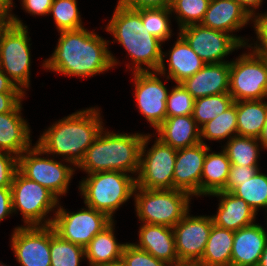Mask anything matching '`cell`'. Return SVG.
<instances>
[{"label": "cell", "instance_id": "1", "mask_svg": "<svg viewBox=\"0 0 267 266\" xmlns=\"http://www.w3.org/2000/svg\"><path fill=\"white\" fill-rule=\"evenodd\" d=\"M56 48L42 66L65 76L93 77L118 64L109 40L88 29L61 31Z\"/></svg>", "mask_w": 267, "mask_h": 266}, {"label": "cell", "instance_id": "2", "mask_svg": "<svg viewBox=\"0 0 267 266\" xmlns=\"http://www.w3.org/2000/svg\"><path fill=\"white\" fill-rule=\"evenodd\" d=\"M101 117L98 107L79 110L53 123L36 144L44 151L43 155H59L77 167L104 128Z\"/></svg>", "mask_w": 267, "mask_h": 266}, {"label": "cell", "instance_id": "3", "mask_svg": "<svg viewBox=\"0 0 267 266\" xmlns=\"http://www.w3.org/2000/svg\"><path fill=\"white\" fill-rule=\"evenodd\" d=\"M128 52L132 72L158 71L162 61V42L144 26L140 9H129L117 4L105 27ZM143 66V67H142Z\"/></svg>", "mask_w": 267, "mask_h": 266}, {"label": "cell", "instance_id": "4", "mask_svg": "<svg viewBox=\"0 0 267 266\" xmlns=\"http://www.w3.org/2000/svg\"><path fill=\"white\" fill-rule=\"evenodd\" d=\"M99 133L87 149L84 158L76 169L87 174L101 171H121L137 176L140 166V153L145 134Z\"/></svg>", "mask_w": 267, "mask_h": 266}, {"label": "cell", "instance_id": "5", "mask_svg": "<svg viewBox=\"0 0 267 266\" xmlns=\"http://www.w3.org/2000/svg\"><path fill=\"white\" fill-rule=\"evenodd\" d=\"M136 177L121 171H101L88 174L79 182L84 204L106 214L110 219L134 196Z\"/></svg>", "mask_w": 267, "mask_h": 266}, {"label": "cell", "instance_id": "6", "mask_svg": "<svg viewBox=\"0 0 267 266\" xmlns=\"http://www.w3.org/2000/svg\"><path fill=\"white\" fill-rule=\"evenodd\" d=\"M135 211L141 223L174 227L190 211L191 196L175 189L135 187Z\"/></svg>", "mask_w": 267, "mask_h": 266}, {"label": "cell", "instance_id": "7", "mask_svg": "<svg viewBox=\"0 0 267 266\" xmlns=\"http://www.w3.org/2000/svg\"><path fill=\"white\" fill-rule=\"evenodd\" d=\"M13 213L20 211L25 226L52 225L48 213L58 208L59 199L47 188L24 177L18 170L11 185Z\"/></svg>", "mask_w": 267, "mask_h": 266}, {"label": "cell", "instance_id": "8", "mask_svg": "<svg viewBox=\"0 0 267 266\" xmlns=\"http://www.w3.org/2000/svg\"><path fill=\"white\" fill-rule=\"evenodd\" d=\"M44 151L34 144L18 157V171L27 179L37 182L47 188L58 199L67 193L69 183L75 168L67 166L61 161L43 156Z\"/></svg>", "mask_w": 267, "mask_h": 266}, {"label": "cell", "instance_id": "9", "mask_svg": "<svg viewBox=\"0 0 267 266\" xmlns=\"http://www.w3.org/2000/svg\"><path fill=\"white\" fill-rule=\"evenodd\" d=\"M13 21L0 45V68L26 94L30 87L31 38L28 27L14 14Z\"/></svg>", "mask_w": 267, "mask_h": 266}, {"label": "cell", "instance_id": "10", "mask_svg": "<svg viewBox=\"0 0 267 266\" xmlns=\"http://www.w3.org/2000/svg\"><path fill=\"white\" fill-rule=\"evenodd\" d=\"M151 138L152 134L149 133L143 138L136 186L144 189H173L177 150L163 143L157 137L152 147L147 150Z\"/></svg>", "mask_w": 267, "mask_h": 266}, {"label": "cell", "instance_id": "11", "mask_svg": "<svg viewBox=\"0 0 267 266\" xmlns=\"http://www.w3.org/2000/svg\"><path fill=\"white\" fill-rule=\"evenodd\" d=\"M249 51L230 61L229 94L234 101L267 97V59Z\"/></svg>", "mask_w": 267, "mask_h": 266}, {"label": "cell", "instance_id": "12", "mask_svg": "<svg viewBox=\"0 0 267 266\" xmlns=\"http://www.w3.org/2000/svg\"><path fill=\"white\" fill-rule=\"evenodd\" d=\"M52 217V227L62 239L85 247L91 239L113 220L106 214L86 206L68 212L60 204Z\"/></svg>", "mask_w": 267, "mask_h": 266}, {"label": "cell", "instance_id": "13", "mask_svg": "<svg viewBox=\"0 0 267 266\" xmlns=\"http://www.w3.org/2000/svg\"><path fill=\"white\" fill-rule=\"evenodd\" d=\"M179 30V34L206 64L230 62L224 57L244 47L235 36L201 24H191Z\"/></svg>", "mask_w": 267, "mask_h": 266}, {"label": "cell", "instance_id": "14", "mask_svg": "<svg viewBox=\"0 0 267 266\" xmlns=\"http://www.w3.org/2000/svg\"><path fill=\"white\" fill-rule=\"evenodd\" d=\"M159 75L158 71L133 72L138 110L155 129L167 117L166 100L169 92Z\"/></svg>", "mask_w": 267, "mask_h": 266}, {"label": "cell", "instance_id": "15", "mask_svg": "<svg viewBox=\"0 0 267 266\" xmlns=\"http://www.w3.org/2000/svg\"><path fill=\"white\" fill-rule=\"evenodd\" d=\"M11 247L21 266H51L50 225L15 227Z\"/></svg>", "mask_w": 267, "mask_h": 266}, {"label": "cell", "instance_id": "16", "mask_svg": "<svg viewBox=\"0 0 267 266\" xmlns=\"http://www.w3.org/2000/svg\"><path fill=\"white\" fill-rule=\"evenodd\" d=\"M189 211L173 227L179 261H199L205 250L213 220L211 216H191Z\"/></svg>", "mask_w": 267, "mask_h": 266}, {"label": "cell", "instance_id": "17", "mask_svg": "<svg viewBox=\"0 0 267 266\" xmlns=\"http://www.w3.org/2000/svg\"><path fill=\"white\" fill-rule=\"evenodd\" d=\"M210 147L198 143L177 150L173 174V189L188 193L191 197L201 196V176L204 159Z\"/></svg>", "mask_w": 267, "mask_h": 266}, {"label": "cell", "instance_id": "18", "mask_svg": "<svg viewBox=\"0 0 267 266\" xmlns=\"http://www.w3.org/2000/svg\"><path fill=\"white\" fill-rule=\"evenodd\" d=\"M253 18L239 4L237 0H210L201 25L214 30L226 32L235 38L247 49L249 39L237 37L233 34L242 29Z\"/></svg>", "mask_w": 267, "mask_h": 266}, {"label": "cell", "instance_id": "19", "mask_svg": "<svg viewBox=\"0 0 267 266\" xmlns=\"http://www.w3.org/2000/svg\"><path fill=\"white\" fill-rule=\"evenodd\" d=\"M168 55V68H166L165 57ZM206 63L192 50L186 40L178 33L172 49L162 52V61L158 72L160 76L168 80H174L175 83H181L198 72ZM168 69V71H167ZM168 73H167V72ZM167 73V74H166Z\"/></svg>", "mask_w": 267, "mask_h": 266}, {"label": "cell", "instance_id": "20", "mask_svg": "<svg viewBox=\"0 0 267 266\" xmlns=\"http://www.w3.org/2000/svg\"><path fill=\"white\" fill-rule=\"evenodd\" d=\"M230 62L208 63L181 84L194 97L229 93Z\"/></svg>", "mask_w": 267, "mask_h": 266}, {"label": "cell", "instance_id": "21", "mask_svg": "<svg viewBox=\"0 0 267 266\" xmlns=\"http://www.w3.org/2000/svg\"><path fill=\"white\" fill-rule=\"evenodd\" d=\"M266 242V229L259 223L235 231L231 266H258Z\"/></svg>", "mask_w": 267, "mask_h": 266}, {"label": "cell", "instance_id": "22", "mask_svg": "<svg viewBox=\"0 0 267 266\" xmlns=\"http://www.w3.org/2000/svg\"><path fill=\"white\" fill-rule=\"evenodd\" d=\"M21 111L20 102L11 112L0 113V151L16 157L32 146L31 129Z\"/></svg>", "mask_w": 267, "mask_h": 266}, {"label": "cell", "instance_id": "23", "mask_svg": "<svg viewBox=\"0 0 267 266\" xmlns=\"http://www.w3.org/2000/svg\"><path fill=\"white\" fill-rule=\"evenodd\" d=\"M139 229V243H133L138 249L144 250L155 258L175 265L179 258L175 249V238L172 227L141 223Z\"/></svg>", "mask_w": 267, "mask_h": 266}, {"label": "cell", "instance_id": "24", "mask_svg": "<svg viewBox=\"0 0 267 266\" xmlns=\"http://www.w3.org/2000/svg\"><path fill=\"white\" fill-rule=\"evenodd\" d=\"M210 196L220 198L217 213L211 216L213 224L235 232L256 223L257 214L243 199L225 191H219Z\"/></svg>", "mask_w": 267, "mask_h": 266}, {"label": "cell", "instance_id": "25", "mask_svg": "<svg viewBox=\"0 0 267 266\" xmlns=\"http://www.w3.org/2000/svg\"><path fill=\"white\" fill-rule=\"evenodd\" d=\"M157 138L179 150L200 143V127L192 115L166 117L155 129Z\"/></svg>", "mask_w": 267, "mask_h": 266}, {"label": "cell", "instance_id": "26", "mask_svg": "<svg viewBox=\"0 0 267 266\" xmlns=\"http://www.w3.org/2000/svg\"><path fill=\"white\" fill-rule=\"evenodd\" d=\"M114 220L96 234L84 247L89 266H105L122 258L126 243H119L114 234Z\"/></svg>", "mask_w": 267, "mask_h": 266}, {"label": "cell", "instance_id": "27", "mask_svg": "<svg viewBox=\"0 0 267 266\" xmlns=\"http://www.w3.org/2000/svg\"><path fill=\"white\" fill-rule=\"evenodd\" d=\"M210 148L204 159L201 176V196H210L223 191L229 176L230 161L226 152H211Z\"/></svg>", "mask_w": 267, "mask_h": 266}, {"label": "cell", "instance_id": "28", "mask_svg": "<svg viewBox=\"0 0 267 266\" xmlns=\"http://www.w3.org/2000/svg\"><path fill=\"white\" fill-rule=\"evenodd\" d=\"M237 112V135L259 138L263 131L267 102L262 100L234 101Z\"/></svg>", "mask_w": 267, "mask_h": 266}, {"label": "cell", "instance_id": "29", "mask_svg": "<svg viewBox=\"0 0 267 266\" xmlns=\"http://www.w3.org/2000/svg\"><path fill=\"white\" fill-rule=\"evenodd\" d=\"M234 231L212 225L202 258L205 266H231Z\"/></svg>", "mask_w": 267, "mask_h": 266}, {"label": "cell", "instance_id": "30", "mask_svg": "<svg viewBox=\"0 0 267 266\" xmlns=\"http://www.w3.org/2000/svg\"><path fill=\"white\" fill-rule=\"evenodd\" d=\"M259 143L258 138L236 135L227 141L223 150L231 165L258 167L259 150L262 146Z\"/></svg>", "mask_w": 267, "mask_h": 266}, {"label": "cell", "instance_id": "31", "mask_svg": "<svg viewBox=\"0 0 267 266\" xmlns=\"http://www.w3.org/2000/svg\"><path fill=\"white\" fill-rule=\"evenodd\" d=\"M237 135V112L236 105L233 103L226 111L217 115L200 128V142L203 139L220 141L227 139L229 141Z\"/></svg>", "mask_w": 267, "mask_h": 266}, {"label": "cell", "instance_id": "32", "mask_svg": "<svg viewBox=\"0 0 267 266\" xmlns=\"http://www.w3.org/2000/svg\"><path fill=\"white\" fill-rule=\"evenodd\" d=\"M231 193L243 199L256 214L260 208L267 212V174L261 173L260 169L250 180L239 182Z\"/></svg>", "mask_w": 267, "mask_h": 266}, {"label": "cell", "instance_id": "33", "mask_svg": "<svg viewBox=\"0 0 267 266\" xmlns=\"http://www.w3.org/2000/svg\"><path fill=\"white\" fill-rule=\"evenodd\" d=\"M51 266H80L84 247L62 239L50 225Z\"/></svg>", "mask_w": 267, "mask_h": 266}, {"label": "cell", "instance_id": "34", "mask_svg": "<svg viewBox=\"0 0 267 266\" xmlns=\"http://www.w3.org/2000/svg\"><path fill=\"white\" fill-rule=\"evenodd\" d=\"M233 103L234 100L229 93H221L196 99L192 117L201 128L217 115L226 111Z\"/></svg>", "mask_w": 267, "mask_h": 266}, {"label": "cell", "instance_id": "35", "mask_svg": "<svg viewBox=\"0 0 267 266\" xmlns=\"http://www.w3.org/2000/svg\"><path fill=\"white\" fill-rule=\"evenodd\" d=\"M170 7L166 8H141V18L144 26L152 36L162 43L172 37Z\"/></svg>", "mask_w": 267, "mask_h": 266}, {"label": "cell", "instance_id": "36", "mask_svg": "<svg viewBox=\"0 0 267 266\" xmlns=\"http://www.w3.org/2000/svg\"><path fill=\"white\" fill-rule=\"evenodd\" d=\"M49 14L53 15L58 32L84 28L77 0H53Z\"/></svg>", "mask_w": 267, "mask_h": 266}, {"label": "cell", "instance_id": "37", "mask_svg": "<svg viewBox=\"0 0 267 266\" xmlns=\"http://www.w3.org/2000/svg\"><path fill=\"white\" fill-rule=\"evenodd\" d=\"M210 0H172L170 9L175 13L179 29L191 24H201Z\"/></svg>", "mask_w": 267, "mask_h": 266}, {"label": "cell", "instance_id": "38", "mask_svg": "<svg viewBox=\"0 0 267 266\" xmlns=\"http://www.w3.org/2000/svg\"><path fill=\"white\" fill-rule=\"evenodd\" d=\"M194 102V97L183 87L181 83H177V85H175L167 95V117L192 115Z\"/></svg>", "mask_w": 267, "mask_h": 266}, {"label": "cell", "instance_id": "39", "mask_svg": "<svg viewBox=\"0 0 267 266\" xmlns=\"http://www.w3.org/2000/svg\"><path fill=\"white\" fill-rule=\"evenodd\" d=\"M122 259L127 266H172L129 242L123 249Z\"/></svg>", "mask_w": 267, "mask_h": 266}, {"label": "cell", "instance_id": "40", "mask_svg": "<svg viewBox=\"0 0 267 266\" xmlns=\"http://www.w3.org/2000/svg\"><path fill=\"white\" fill-rule=\"evenodd\" d=\"M252 21L257 41L254 43L255 45L248 44L246 47L253 49L256 54L267 59V14L265 12L257 13Z\"/></svg>", "mask_w": 267, "mask_h": 266}, {"label": "cell", "instance_id": "41", "mask_svg": "<svg viewBox=\"0 0 267 266\" xmlns=\"http://www.w3.org/2000/svg\"><path fill=\"white\" fill-rule=\"evenodd\" d=\"M18 170V157L0 151V187L10 188L15 172Z\"/></svg>", "mask_w": 267, "mask_h": 266}, {"label": "cell", "instance_id": "42", "mask_svg": "<svg viewBox=\"0 0 267 266\" xmlns=\"http://www.w3.org/2000/svg\"><path fill=\"white\" fill-rule=\"evenodd\" d=\"M259 169L258 167L230 165L228 180L223 191L231 192L239 186V182L250 180Z\"/></svg>", "mask_w": 267, "mask_h": 266}, {"label": "cell", "instance_id": "43", "mask_svg": "<svg viewBox=\"0 0 267 266\" xmlns=\"http://www.w3.org/2000/svg\"><path fill=\"white\" fill-rule=\"evenodd\" d=\"M172 0H118L117 4L129 8H166L170 7Z\"/></svg>", "mask_w": 267, "mask_h": 266}, {"label": "cell", "instance_id": "44", "mask_svg": "<svg viewBox=\"0 0 267 266\" xmlns=\"http://www.w3.org/2000/svg\"><path fill=\"white\" fill-rule=\"evenodd\" d=\"M23 10L31 15L45 16L49 11L53 0H21Z\"/></svg>", "mask_w": 267, "mask_h": 266}, {"label": "cell", "instance_id": "45", "mask_svg": "<svg viewBox=\"0 0 267 266\" xmlns=\"http://www.w3.org/2000/svg\"><path fill=\"white\" fill-rule=\"evenodd\" d=\"M25 97L24 93H0V113L11 112Z\"/></svg>", "mask_w": 267, "mask_h": 266}, {"label": "cell", "instance_id": "46", "mask_svg": "<svg viewBox=\"0 0 267 266\" xmlns=\"http://www.w3.org/2000/svg\"><path fill=\"white\" fill-rule=\"evenodd\" d=\"M12 213L11 188L0 187V222Z\"/></svg>", "mask_w": 267, "mask_h": 266}, {"label": "cell", "instance_id": "47", "mask_svg": "<svg viewBox=\"0 0 267 266\" xmlns=\"http://www.w3.org/2000/svg\"><path fill=\"white\" fill-rule=\"evenodd\" d=\"M13 25V14L0 9V45L2 44L4 35Z\"/></svg>", "mask_w": 267, "mask_h": 266}, {"label": "cell", "instance_id": "48", "mask_svg": "<svg viewBox=\"0 0 267 266\" xmlns=\"http://www.w3.org/2000/svg\"><path fill=\"white\" fill-rule=\"evenodd\" d=\"M0 93H23L0 68Z\"/></svg>", "mask_w": 267, "mask_h": 266}, {"label": "cell", "instance_id": "49", "mask_svg": "<svg viewBox=\"0 0 267 266\" xmlns=\"http://www.w3.org/2000/svg\"><path fill=\"white\" fill-rule=\"evenodd\" d=\"M239 4L247 11V13L253 18L256 16V9H258L263 0H237Z\"/></svg>", "mask_w": 267, "mask_h": 266}, {"label": "cell", "instance_id": "50", "mask_svg": "<svg viewBox=\"0 0 267 266\" xmlns=\"http://www.w3.org/2000/svg\"><path fill=\"white\" fill-rule=\"evenodd\" d=\"M258 139H259L260 144L262 145L261 148L267 149V115H266V120H265L263 131L261 133V136Z\"/></svg>", "mask_w": 267, "mask_h": 266}, {"label": "cell", "instance_id": "51", "mask_svg": "<svg viewBox=\"0 0 267 266\" xmlns=\"http://www.w3.org/2000/svg\"><path fill=\"white\" fill-rule=\"evenodd\" d=\"M13 3V0H0V9L12 13V7H16Z\"/></svg>", "mask_w": 267, "mask_h": 266}, {"label": "cell", "instance_id": "52", "mask_svg": "<svg viewBox=\"0 0 267 266\" xmlns=\"http://www.w3.org/2000/svg\"><path fill=\"white\" fill-rule=\"evenodd\" d=\"M172 266H205L200 261H178L175 265Z\"/></svg>", "mask_w": 267, "mask_h": 266}, {"label": "cell", "instance_id": "53", "mask_svg": "<svg viewBox=\"0 0 267 266\" xmlns=\"http://www.w3.org/2000/svg\"><path fill=\"white\" fill-rule=\"evenodd\" d=\"M258 266H267V242L264 248V251L261 254L260 262Z\"/></svg>", "mask_w": 267, "mask_h": 266}, {"label": "cell", "instance_id": "54", "mask_svg": "<svg viewBox=\"0 0 267 266\" xmlns=\"http://www.w3.org/2000/svg\"><path fill=\"white\" fill-rule=\"evenodd\" d=\"M105 266H127L126 263L123 261V259H119L117 261H114L113 263H110L108 265Z\"/></svg>", "mask_w": 267, "mask_h": 266}, {"label": "cell", "instance_id": "55", "mask_svg": "<svg viewBox=\"0 0 267 266\" xmlns=\"http://www.w3.org/2000/svg\"><path fill=\"white\" fill-rule=\"evenodd\" d=\"M0 266H7V265H5V264H3L2 262H0Z\"/></svg>", "mask_w": 267, "mask_h": 266}]
</instances>
